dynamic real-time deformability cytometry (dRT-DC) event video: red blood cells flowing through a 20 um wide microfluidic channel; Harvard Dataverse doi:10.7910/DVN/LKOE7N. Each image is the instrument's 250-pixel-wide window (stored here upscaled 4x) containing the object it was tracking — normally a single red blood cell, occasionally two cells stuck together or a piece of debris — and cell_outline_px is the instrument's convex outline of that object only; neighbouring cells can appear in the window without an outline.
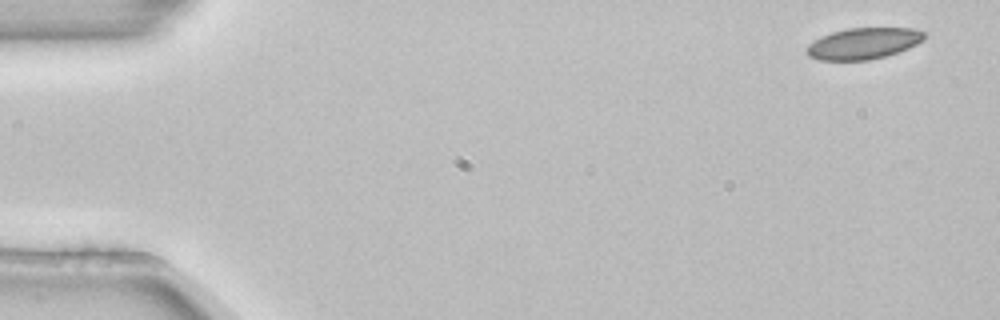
{"species": "common noctule bat (a hibernating species)", "species_latin": "Nyctalus noctula", "temperature_condition": "room temperature", "stored_images_in_passage": 4, "camera_frame_rate_fps": 3000, "um_per_image_px": 0.085, "animal": {"sex": "female", "body_mass_g": 22.7, "forearm_length_mm": 54.2}, "frame": {"image": 1, "passage_image": 1, "time_ms": 0.0, "image_size_px": [1000, 320], "cell_outline_px": [[924, 40], [908, 48], [884, 56], [868, 60], [820, 60], [808, 56], [808, 44], [832, 32], [848, 28], [912, 28], [924, 32]], "centroid_in_image_um": [73.41, 3.69], "position_along_channel_um": 11.6, "area_um2": 21.04}}
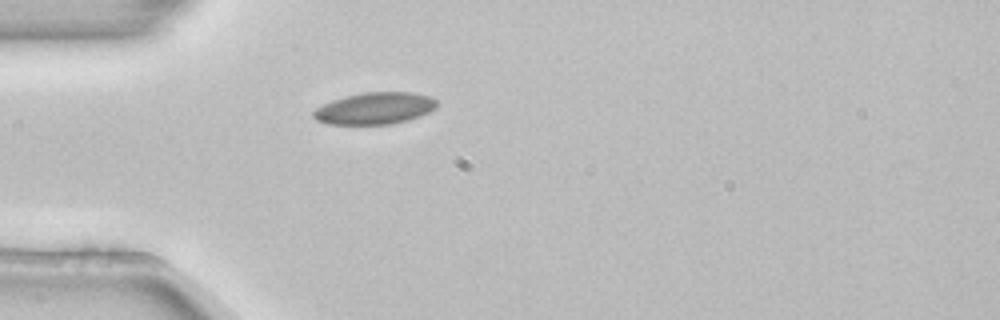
{"frame": {"image": 2, "passage_image": 4, "time_ms": 1.0, "image_size_px": [1000, 320], "cell_outline_px": [[436, 108], [420, 116], [408, 120], [392, 124], [328, 124], [316, 120], [312, 116], [312, 112], [316, 108], [332, 100], [344, 96], [364, 92], [412, 92], [428, 96], [436, 100]], "centroid_in_image_um": [31.83, 9.21], "position_along_channel_um": 53.2, "area_um2": 22.89}}